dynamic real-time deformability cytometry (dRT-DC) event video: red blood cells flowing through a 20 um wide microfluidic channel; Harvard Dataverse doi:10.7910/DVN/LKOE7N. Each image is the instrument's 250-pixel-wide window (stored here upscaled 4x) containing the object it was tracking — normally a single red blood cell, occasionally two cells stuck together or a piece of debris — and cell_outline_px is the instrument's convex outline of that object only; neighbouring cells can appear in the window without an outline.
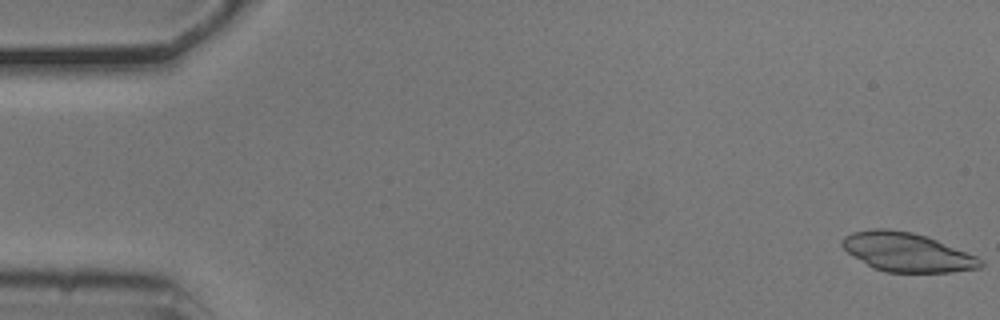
{"species": "common noctule bat (a hibernating species)", "species_latin": "Nyctalus noctula", "temperature_condition": "cold", "stored_images_in_passage": 54, "camera_frame_rate_fps": 3000, "um_per_image_px": 0.085, "animal": {"sex": "male", "body_mass_g": 20.5, "forearm_length_mm": 52.5}, "frame": {"image": 1, "passage_image": 1, "time_ms": 0.0, "image_size_px": [1000, 320], "cell_outline_px": [[984, 264], [980, 268], [952, 272], [888, 272], [872, 268], [848, 252], [840, 244], [844, 236], [852, 232], [872, 228], [888, 228], [912, 232], [928, 236], [976, 256], [984, 260]], "centroid_in_image_um": [77.1, 21.42], "position_along_channel_um": 7.9, "area_um2": 31.5}}